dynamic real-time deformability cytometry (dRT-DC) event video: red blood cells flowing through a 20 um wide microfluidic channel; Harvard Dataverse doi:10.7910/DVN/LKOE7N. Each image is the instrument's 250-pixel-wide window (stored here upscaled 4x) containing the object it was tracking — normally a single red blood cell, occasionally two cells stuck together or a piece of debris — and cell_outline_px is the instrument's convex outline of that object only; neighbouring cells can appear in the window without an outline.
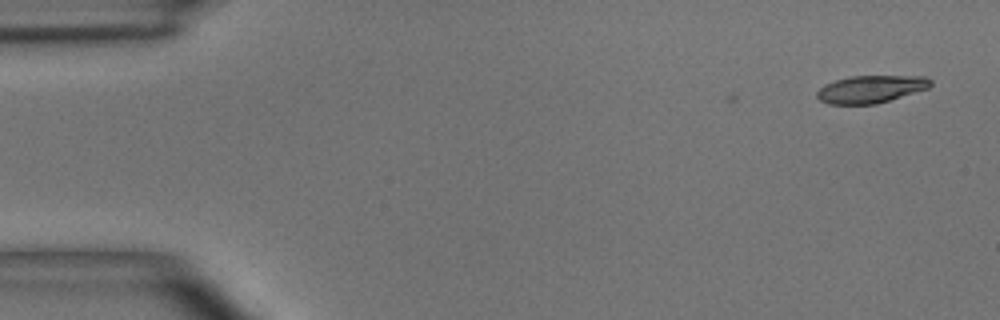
{"species": "common noctule bat (a hibernating species)", "species_latin": "Nyctalus noctula", "temperature_condition": "room temperature", "stored_images_in_passage": 8, "camera_frame_rate_fps": 3000, "um_per_image_px": 0.085, "animal": {"sex": "male", "body_mass_g": 15.6}, "frame": {"image": 1, "passage_image": 1, "time_ms": 0.0, "image_size_px": [1000, 320], "cell_outline_px": [[932, 84], [928, 88], [876, 104], [828, 104], [820, 100], [816, 96], [816, 92], [824, 84], [848, 76], [928, 76], [932, 80]], "centroid_in_image_um": [74.01, 7.57], "position_along_channel_um": 11.0, "area_um2": 18.21}}
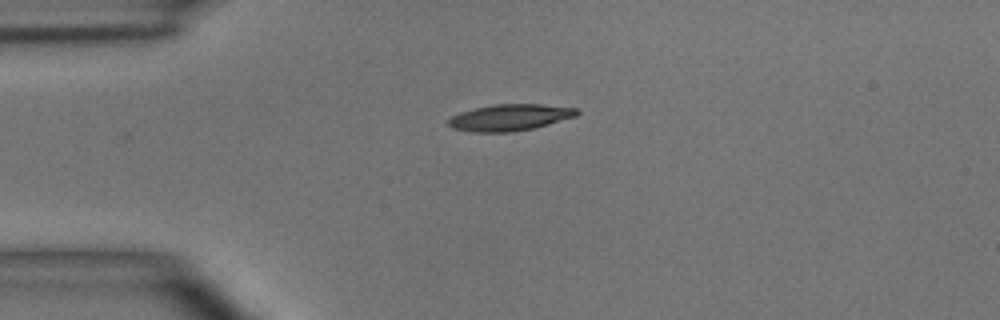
{"frame": {"image": 2, "passage_image": 3, "time_ms": 3.333, "image_size_px": [1000, 320], "cell_outline_px": [[580, 112], [576, 116], [548, 124], [532, 128], [512, 132], [472, 132], [452, 128], [448, 124], [448, 120], [452, 116], [460, 112], [476, 108], [496, 104], [540, 104], [576, 108]], "centroid_in_image_um": [43.33, 9.98], "position_along_channel_um": 41.7, "area_um2": 19.65}}
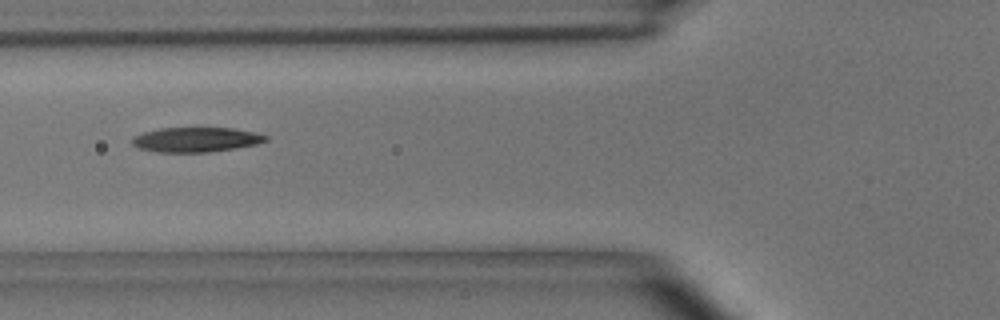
{"frame": {"image": 3, "passage_image": 5, "time_ms": 5.667, "image_size_px": [1000, 320], "cell_outline_px": [[268, 140], [256, 144], [236, 148], [208, 152], [156, 152], [140, 148], [132, 144], [132, 136], [144, 132], [160, 128], [232, 128], [252, 132], [268, 136]], "centroid_in_image_um": [16.64, 11.87], "position_along_channel_um": 109.2, "area_um2": 19.13}}